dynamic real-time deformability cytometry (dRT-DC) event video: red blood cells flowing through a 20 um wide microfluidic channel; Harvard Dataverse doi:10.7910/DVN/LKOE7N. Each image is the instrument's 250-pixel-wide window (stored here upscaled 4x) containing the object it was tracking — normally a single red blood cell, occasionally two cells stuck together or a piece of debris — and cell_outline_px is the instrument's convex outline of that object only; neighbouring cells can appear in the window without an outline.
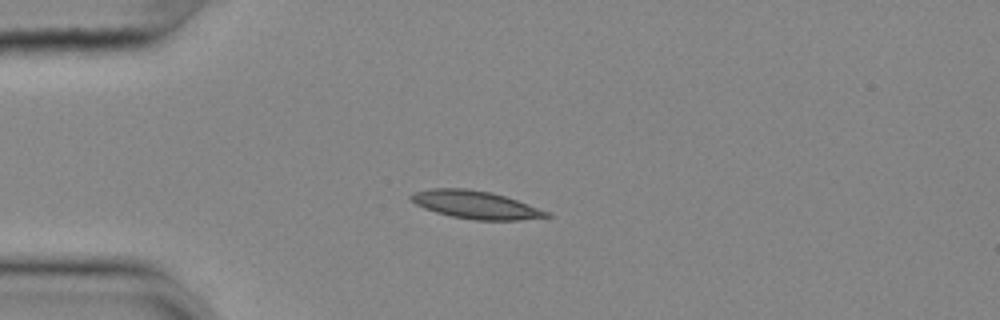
{"species": "common noctule bat (a hibernating species)", "species_latin": "Nyctalus noctula", "temperature_condition": "cold", "stored_images_in_passage": 42, "camera_frame_rate_fps": 3000, "um_per_image_px": 0.085, "animal": {"sex": "female", "body_mass_g": 25.1}, "frame": {"image": 1, "passage_image": 1, "time_ms": 0.0, "image_size_px": [1000, 320], "cell_outline_px": [[552, 216], [516, 220], [472, 220], [452, 216], [436, 212], [424, 208], [416, 204], [408, 196], [412, 192], [428, 188], [468, 188], [492, 192], [516, 200], [548, 212]], "centroid_in_image_um": [40.35, 17.39], "position_along_channel_um": 44.6, "area_um2": 21.91}}
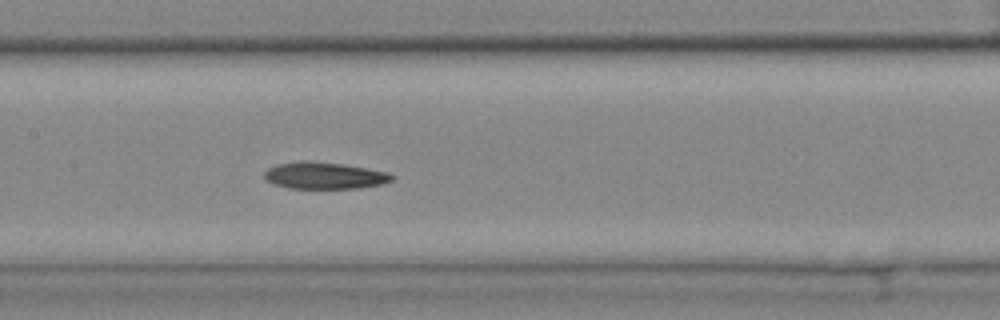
{"frame": {"image": 2, "passage_image": 14, "time_ms": 4.333, "image_size_px": [1000, 320], "cell_outline_px": [[396, 176], [392, 180], [380, 184], [356, 188], [288, 188], [272, 184], [264, 180], [264, 172], [268, 168], [280, 164], [300, 160], [308, 160], [344, 164], [388, 172]], "centroid_in_image_um": [27.54, 14.91], "position_along_channel_um": 179.9, "area_um2": 20.0}}
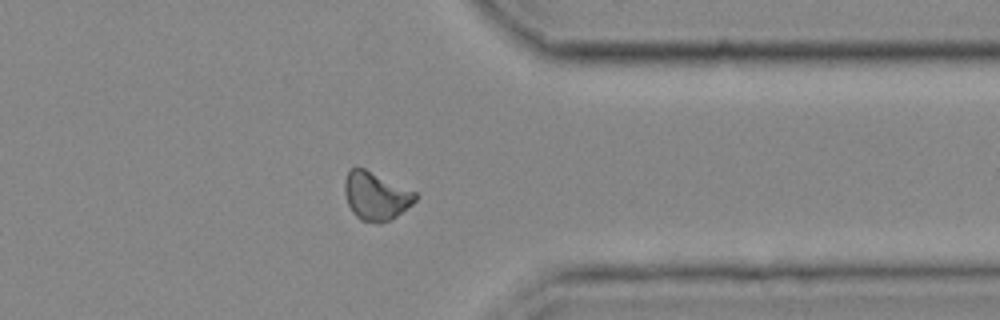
{"frame": {"image": 3, "passage_image": 31, "time_ms": 10.0, "image_size_px": [1000, 320], "cell_outline_px": [[420, 196], [412, 204], [392, 220], [380, 224], [360, 220], [352, 212], [348, 204], [344, 192], [344, 184], [348, 172], [352, 168], [364, 168], [416, 192]], "centroid_in_image_um": [31.97, 16.69], "position_along_channel_um": 379.4, "area_um2": 19.88}}